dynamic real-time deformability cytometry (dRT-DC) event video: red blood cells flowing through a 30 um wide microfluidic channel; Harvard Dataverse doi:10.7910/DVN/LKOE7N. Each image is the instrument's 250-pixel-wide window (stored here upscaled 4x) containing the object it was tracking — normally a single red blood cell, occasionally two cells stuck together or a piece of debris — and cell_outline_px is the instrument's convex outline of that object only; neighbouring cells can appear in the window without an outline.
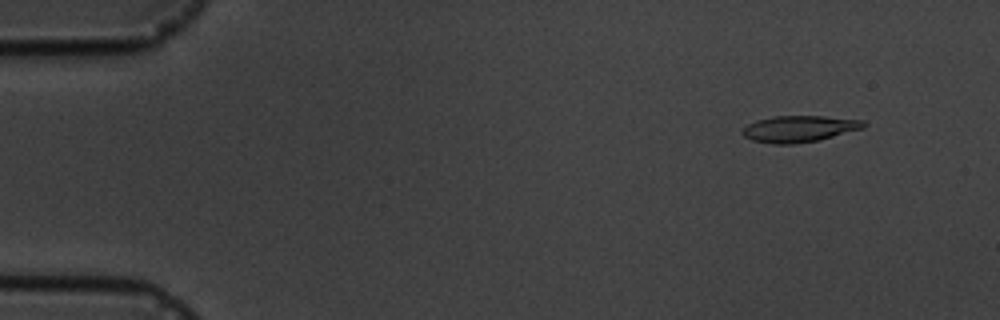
{"species": "common noctule bat (a hibernating species)", "species_latin": "Nyctalus noctula", "temperature_condition": "cold", "stored_images_in_passage": 8, "camera_frame_rate_fps": 3000, "um_per_image_px": 0.085, "animal": {"sex": "male", "body_mass_g": 19.5, "forearm_length_mm": 54.6}, "frame": {"image": 1, "passage_image": 2, "time_ms": 1.333, "image_size_px": [1000, 320], "cell_outline_px": [[868, 124], [864, 128], [820, 140], [792, 144], [772, 144], [752, 140], [744, 136], [740, 132], [748, 124], [756, 120], [772, 116], [824, 116], [864, 120]], "centroid_in_image_um": [67.95, 10.95], "position_along_channel_um": 17.1, "area_um2": 18.84}}
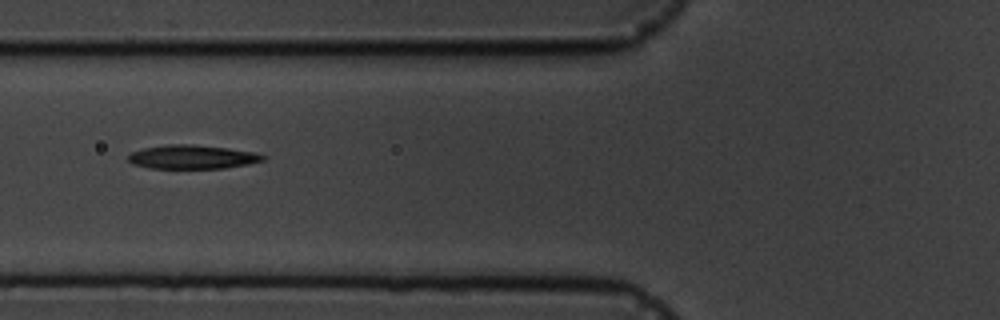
{"frame": {"image": 2, "passage_image": 6, "time_ms": 6.667, "image_size_px": [1000, 320], "cell_outline_px": [[268, 156], [264, 160], [248, 164], [224, 168], [148, 168], [132, 164], [128, 160], [128, 156], [132, 152], [144, 148], [168, 144], [192, 144], [256, 152]], "centroid_in_image_um": [16.35, 13.34], "position_along_channel_um": 109.5, "area_um2": 18.67}}
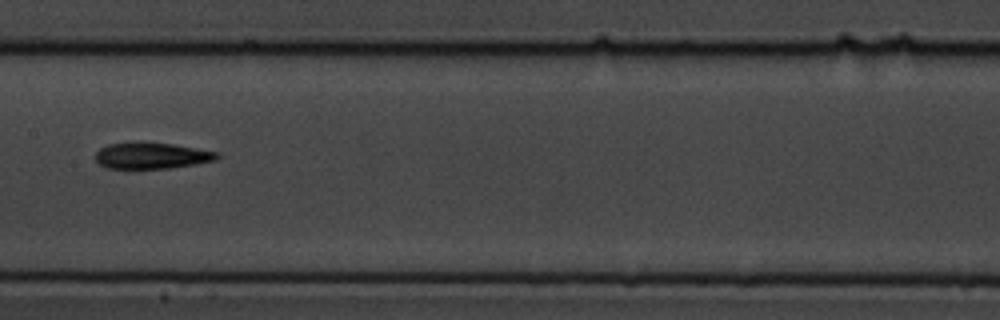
{"frame": {"image": 3, "passage_image": 8, "time_ms": 9.0, "image_size_px": [1000, 320], "cell_outline_px": [[220, 156], [216, 160], [196, 164], [172, 168], [104, 168], [96, 160], [96, 152], [100, 148], [108, 144], [172, 144], [220, 152]], "centroid_in_image_um": [12.94, 13.26], "position_along_channel_um": 194.5, "area_um2": 18.09}}